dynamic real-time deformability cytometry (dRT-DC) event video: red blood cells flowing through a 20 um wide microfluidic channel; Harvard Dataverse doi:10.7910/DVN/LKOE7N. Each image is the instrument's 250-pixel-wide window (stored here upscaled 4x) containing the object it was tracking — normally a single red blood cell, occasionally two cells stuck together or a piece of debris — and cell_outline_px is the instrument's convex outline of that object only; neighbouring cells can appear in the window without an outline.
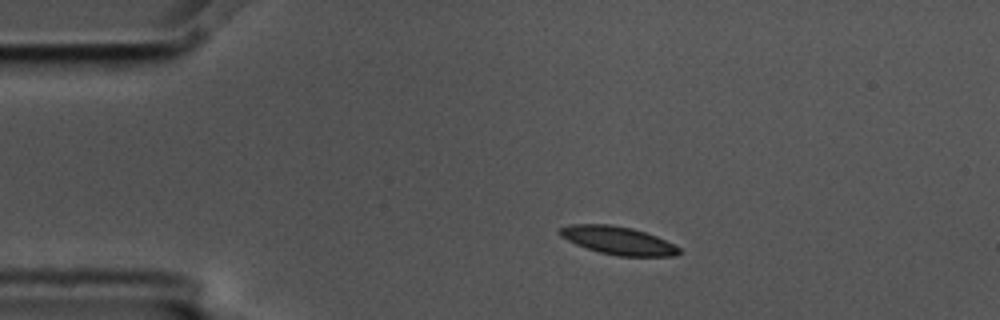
{"species": "common noctule bat (a hibernating species)", "species_latin": "Nyctalus noctula", "temperature_condition": "cold", "stored_images_in_passage": 5, "camera_frame_rate_fps": 3000, "um_per_image_px": 0.085, "animal": {"sex": "male", "body_mass_g": 17.5, "forearm_length_mm": 52.3}, "frame": {"image": 1, "passage_image": 1, "time_ms": 0.0, "image_size_px": [1000, 320], "cell_outline_px": [[680, 252], [676, 256], [620, 256], [600, 252], [576, 244], [560, 236], [560, 228], [572, 224], [612, 224], [632, 228], [656, 236], [680, 248]], "centroid_in_image_um": [52.54, 20.44], "position_along_channel_um": 32.5, "area_um2": 19.19}}
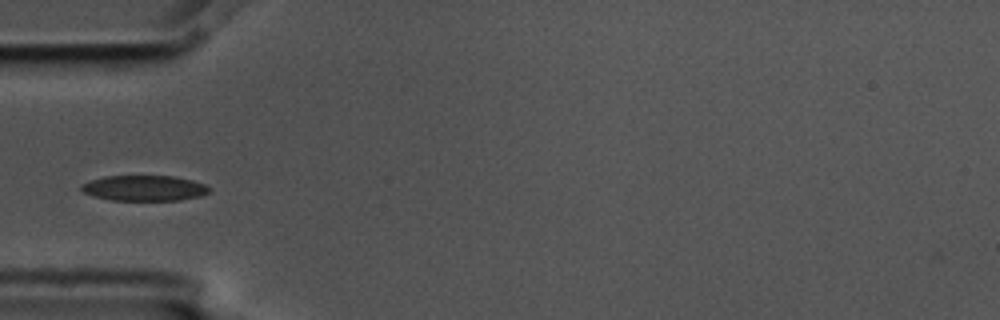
{"frame": {"image": 2, "passage_image": 3, "time_ms": 0.667, "image_size_px": [1000, 320], "cell_outline_px": [[212, 188], [208, 192], [200, 196], [180, 200], [112, 200], [92, 196], [84, 192], [80, 188], [80, 184], [104, 176], [172, 176], [192, 180], [204, 184]], "centroid_in_image_um": [12.26, 15.99], "position_along_channel_um": 72.7, "area_um2": 18.96}}